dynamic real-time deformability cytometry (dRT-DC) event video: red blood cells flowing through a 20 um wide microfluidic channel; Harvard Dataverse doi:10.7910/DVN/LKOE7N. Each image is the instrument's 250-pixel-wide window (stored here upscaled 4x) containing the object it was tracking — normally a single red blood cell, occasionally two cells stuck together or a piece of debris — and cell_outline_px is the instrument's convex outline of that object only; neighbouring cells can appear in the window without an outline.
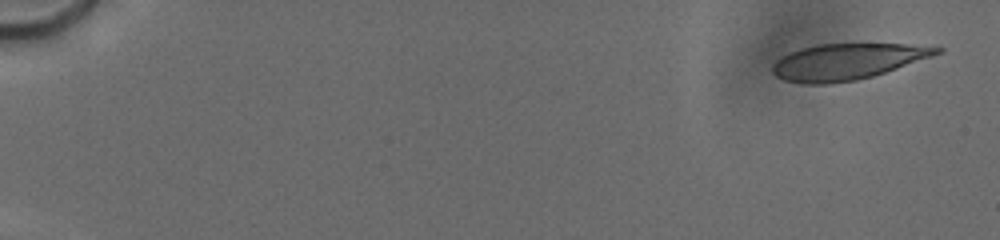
{"species": "human", "species_latin": "Homo sapiens", "temperature_condition": "cold", "stored_images_in_passage": 64, "camera_frame_rate_fps": 3000, "um_per_image_px": 0.085, "donor": {"sex": "male"}, "frame": {"image": 1, "passage_image": 5, "time_ms": 0.667, "image_size_px": [1000, 240], "cell_outline_px": [[944, 52], [872, 76], [856, 80], [828, 84], [804, 84], [784, 80], [776, 76], [772, 72], [772, 68], [776, 60], [780, 56], [788, 52], [800, 48], [820, 44], [904, 44], [944, 48]], "centroid_in_image_um": [71.95, 5.24], "position_along_channel_um": 13.0, "area_um2": 34.33}}
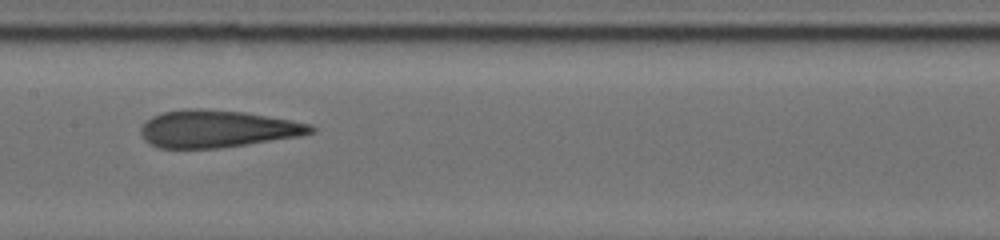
{"frame": {"image": 2, "passage_image": 46, "time_ms": 10.0, "image_size_px": [1000, 240], "cell_outline_px": [[316, 128], [312, 132], [300, 136], [220, 148], [160, 148], [148, 144], [144, 140], [140, 132], [140, 128], [144, 120], [160, 112], [184, 108], [196, 108], [244, 112], [288, 120], [308, 124]], "centroid_in_image_um": [18.36, 10.95], "position_along_channel_um": 189.0, "area_um2": 36.93}}
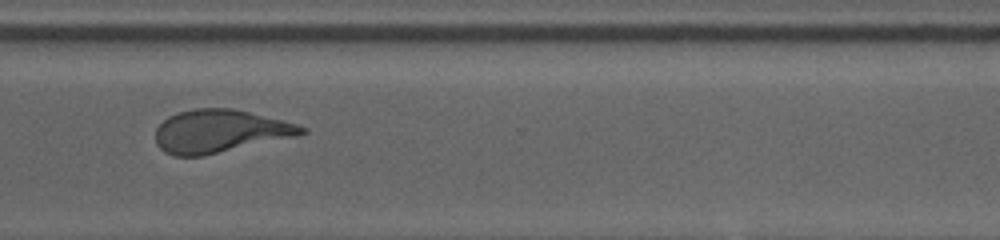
{"frame": {"image": 3, "passage_image": 63, "time_ms": 14.333, "image_size_px": [1000, 240], "cell_outline_px": [[308, 132], [296, 136], [204, 156], [172, 156], [164, 152], [156, 144], [156, 128], [168, 116], [176, 112], [192, 108], [232, 108], [296, 124], [308, 128]], "centroid_in_image_um": [18.64, 11.16], "position_along_channel_um": 352.0, "area_um2": 36.53}}